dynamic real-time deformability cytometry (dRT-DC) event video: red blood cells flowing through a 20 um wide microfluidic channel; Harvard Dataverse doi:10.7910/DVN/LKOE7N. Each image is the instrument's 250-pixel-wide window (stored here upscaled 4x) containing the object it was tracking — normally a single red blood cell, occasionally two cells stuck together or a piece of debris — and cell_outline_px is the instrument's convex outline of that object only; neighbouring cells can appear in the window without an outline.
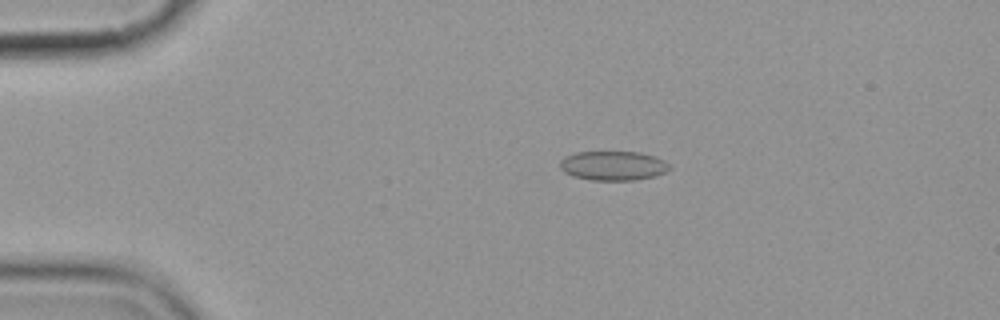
{"species": "common noctule bat (a hibernating species)", "species_latin": "Nyctalus noctula", "temperature_condition": "cold", "stored_images_in_passage": 9, "camera_frame_rate_fps": 3000, "um_per_image_px": 0.085, "animal": {"sex": "female", "body_mass_g": 19.9}, "frame": {"image": 1, "passage_image": 4, "time_ms": 3.333, "image_size_px": [1000, 320], "cell_outline_px": [[672, 168], [656, 176], [636, 180], [592, 180], [572, 176], [564, 172], [560, 168], [560, 160], [564, 156], [576, 152], [640, 152], [664, 160]], "centroid_in_image_um": [52.1, 14.09], "position_along_channel_um": 32.9, "area_um2": 18.79}}
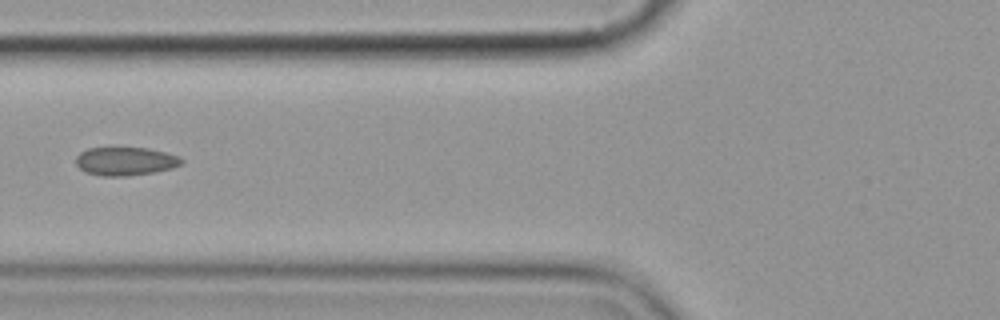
{"frame": {"image": 2, "passage_image": 7, "time_ms": 7.0, "image_size_px": [1000, 320], "cell_outline_px": [[184, 160], [180, 164], [172, 168], [156, 172], [124, 176], [100, 176], [84, 172], [76, 164], [76, 156], [80, 152], [88, 148], [148, 148], [180, 156]], "centroid_in_image_um": [10.65, 13.71], "position_along_channel_um": 115.2, "area_um2": 17.51}}
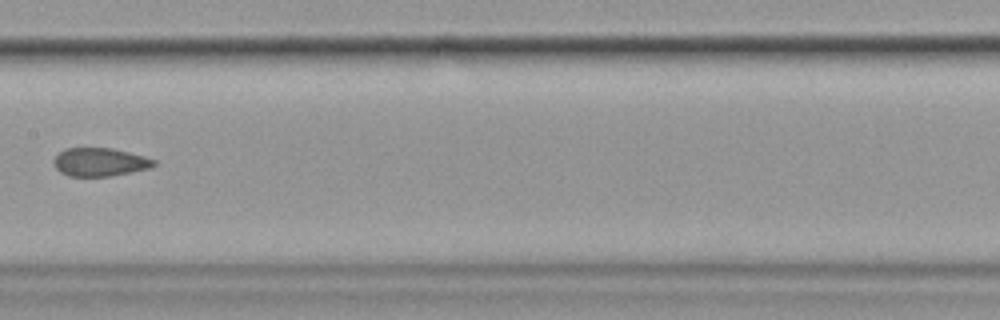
{"frame": {"image": 3, "passage_image": 9, "time_ms": 9.333, "image_size_px": [1000, 320], "cell_outline_px": [[156, 164], [148, 168], [108, 176], [68, 176], [60, 172], [52, 164], [52, 160], [64, 148], [112, 148], [144, 156], [156, 160]], "centroid_in_image_um": [8.43, 13.77], "position_along_channel_um": 199.0, "area_um2": 16.42}}